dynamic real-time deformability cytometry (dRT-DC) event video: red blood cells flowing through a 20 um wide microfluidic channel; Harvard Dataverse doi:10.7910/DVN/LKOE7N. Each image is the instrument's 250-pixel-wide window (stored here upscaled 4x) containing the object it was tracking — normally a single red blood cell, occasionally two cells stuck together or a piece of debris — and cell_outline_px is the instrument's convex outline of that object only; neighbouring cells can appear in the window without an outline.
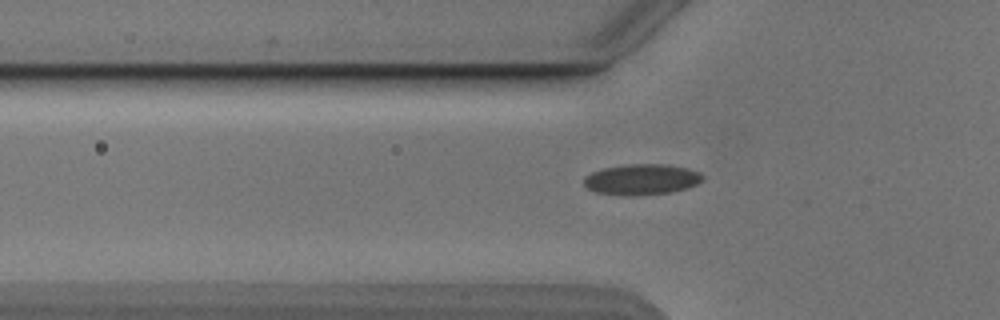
{"species": "Egyptian fruit bat (a non-hibernating species)", "species_latin": "Rousettus aegyptiacus", "temperature_condition": "cold", "stored_images_in_passage": 33, "camera_frame_rate_fps": 3000, "um_per_image_px": 0.085, "animal": {"sex": "male"}, "frame": {"image": 1, "passage_image": 3, "time_ms": 0.667, "image_size_px": [1000, 320], "cell_outline_px": [[704, 180], [696, 184], [684, 188], [668, 192], [596, 192], [588, 188], [584, 184], [584, 176], [592, 172], [604, 168], [628, 164], [668, 164], [688, 168], [700, 172], [704, 176]], "centroid_in_image_um": [54.59, 15.17], "position_along_channel_um": 71.2, "area_um2": 20.11}}
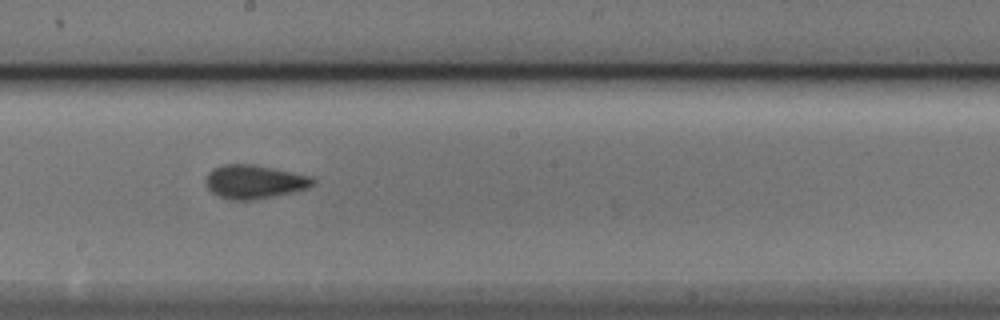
{"frame": {"image": 2, "passage_image": 15, "time_ms": 4.667, "image_size_px": [1000, 320], "cell_outline_px": [[316, 184], [308, 188], [292, 192], [252, 200], [228, 200], [212, 192], [208, 188], [208, 172], [212, 168], [224, 164], [252, 164], [312, 176], [316, 180]], "centroid_in_image_um": [21.66, 15.45], "position_along_channel_um": 226.5, "area_um2": 20.87}}
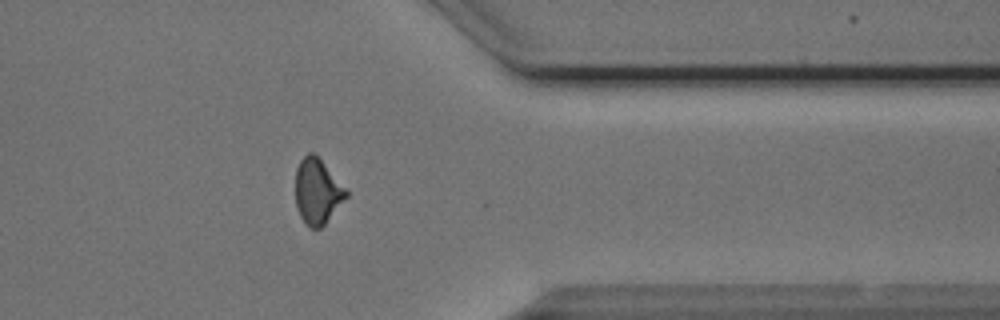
{"frame": {"image": 3, "passage_image": 28, "time_ms": 9.0, "image_size_px": [1000, 320], "cell_outline_px": [[348, 196], [324, 224], [320, 228], [312, 228], [304, 224], [296, 208], [296, 168], [300, 160], [308, 152], [312, 152], [320, 160], [348, 192]], "centroid_in_image_um": [26.94, 16.29], "position_along_channel_um": 384.5, "area_um2": 18.9}}